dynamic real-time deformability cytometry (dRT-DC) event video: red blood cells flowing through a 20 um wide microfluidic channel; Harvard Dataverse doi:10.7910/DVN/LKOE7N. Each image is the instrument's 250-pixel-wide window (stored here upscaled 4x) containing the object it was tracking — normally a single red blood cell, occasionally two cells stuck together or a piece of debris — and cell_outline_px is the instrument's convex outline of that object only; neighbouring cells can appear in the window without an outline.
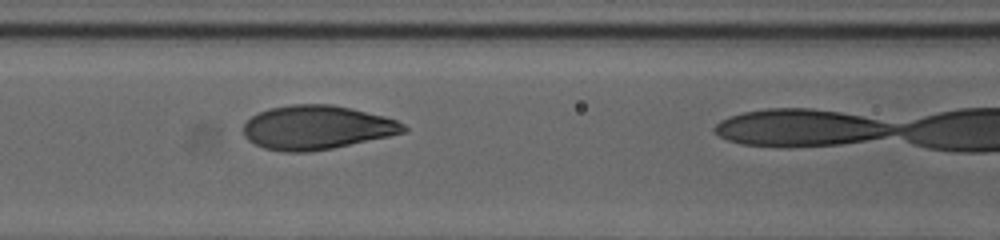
{"species": "human", "species_latin": "Homo sapiens", "temperature_condition": "cold", "stored_images_in_passage": 21, "camera_frame_rate_fps": 3000, "um_per_image_px": 0.085, "donor": {"sex": "female"}, "frame": {"image": 1, "passage_image": 20, "time_ms": 6.333, "image_size_px": [1000, 240], "cell_outline_px": [[408, 132], [332, 148], [308, 152], [284, 152], [264, 148], [248, 140], [244, 136], [244, 124], [252, 116], [268, 108], [292, 104], [332, 104], [352, 108], [384, 116], [396, 120], [404, 124], [408, 128]], "centroid_in_image_um": [26.94, 10.83], "position_along_channel_um": 139.7, "area_um2": 41.1}}